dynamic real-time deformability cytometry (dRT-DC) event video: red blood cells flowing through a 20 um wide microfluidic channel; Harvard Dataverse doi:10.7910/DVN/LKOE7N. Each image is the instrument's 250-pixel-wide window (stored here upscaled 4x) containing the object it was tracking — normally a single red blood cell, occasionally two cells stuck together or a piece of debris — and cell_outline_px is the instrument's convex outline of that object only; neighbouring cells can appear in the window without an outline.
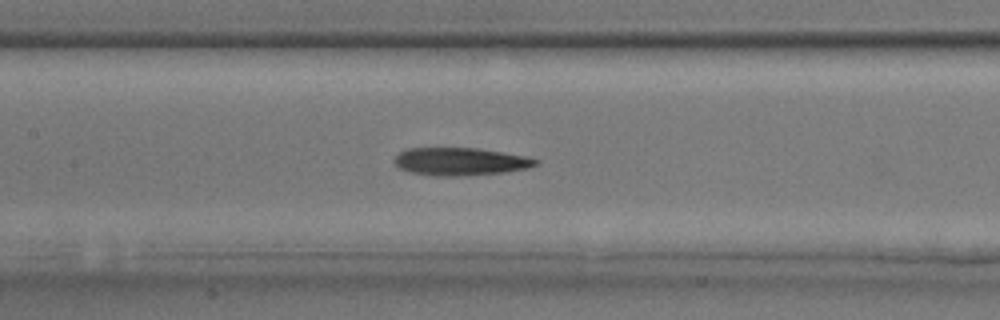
{"species": "common noctule bat (a hibernating species)", "species_latin": "Nyctalus noctula", "temperature_condition": "room temperature", "stored_images_in_passage": 25, "camera_frame_rate_fps": 3000, "um_per_image_px": 0.085, "animal": {"sex": "male", "body_mass_g": 17.9, "forearm_length_mm": 54.2}, "frame": {"image": 1, "passage_image": 11, "time_ms": 3.333, "image_size_px": [1000, 320], "cell_outline_px": [[540, 164], [528, 168], [504, 172], [460, 176], [432, 176], [408, 172], [400, 168], [392, 160], [400, 152], [408, 148], [480, 148], [504, 152], [524, 156], [540, 160]], "centroid_in_image_um": [39.13, 13.73], "position_along_channel_um": 168.3, "area_um2": 23.06}}
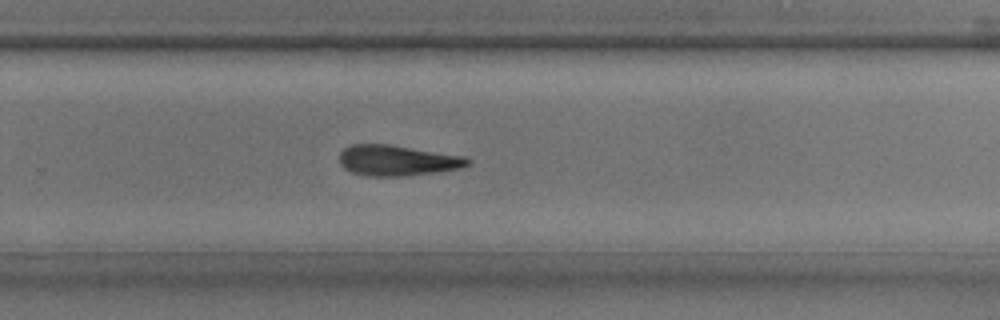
{"frame": {"image": 2, "passage_image": 17, "time_ms": 5.333, "image_size_px": [1000, 320], "cell_outline_px": [[472, 160], [468, 164], [460, 168], [436, 172], [404, 176], [368, 176], [352, 172], [344, 168], [340, 164], [340, 152], [344, 148], [352, 144], [388, 144], [464, 156]], "centroid_in_image_um": [33.75, 13.64], "position_along_channel_um": 296.0, "area_um2": 22.77}}